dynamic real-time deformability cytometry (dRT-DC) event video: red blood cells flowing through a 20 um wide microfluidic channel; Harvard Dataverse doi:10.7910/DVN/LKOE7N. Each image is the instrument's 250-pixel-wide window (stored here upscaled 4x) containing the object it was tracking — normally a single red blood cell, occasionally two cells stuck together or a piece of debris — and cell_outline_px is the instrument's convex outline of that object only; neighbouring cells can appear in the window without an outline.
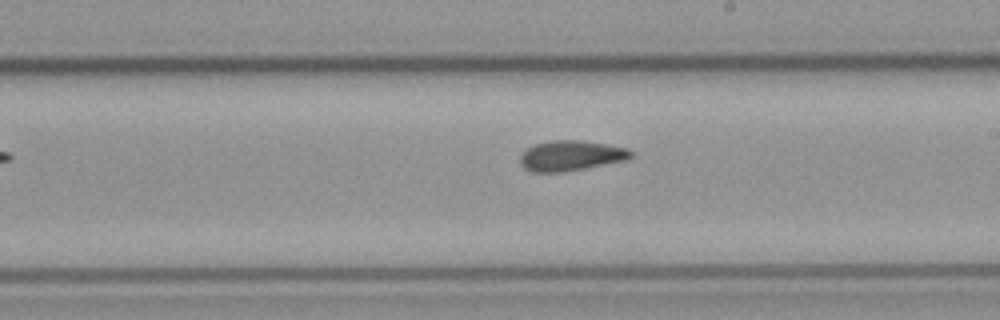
{"species": "common noctule bat (a hibernating species)", "species_latin": "Nyctalus noctula", "temperature_condition": "cold", "stored_images_in_passage": 10, "camera_frame_rate_fps": 3000, "um_per_image_px": 0.085, "animal": {"sex": "male", "body_mass_g": 23.1, "forearm_length_mm": 52.7}, "frame": {"image": 1, "passage_image": 10, "time_ms": 12.667, "image_size_px": [1000, 320], "cell_outline_px": [[632, 156], [628, 160], [564, 172], [532, 172], [524, 168], [520, 164], [520, 156], [528, 148], [536, 144], [552, 140], [580, 140], [628, 148], [632, 152]], "centroid_in_image_um": [48.53, 13.24], "position_along_channel_um": 240.5, "area_um2": 19.48}}